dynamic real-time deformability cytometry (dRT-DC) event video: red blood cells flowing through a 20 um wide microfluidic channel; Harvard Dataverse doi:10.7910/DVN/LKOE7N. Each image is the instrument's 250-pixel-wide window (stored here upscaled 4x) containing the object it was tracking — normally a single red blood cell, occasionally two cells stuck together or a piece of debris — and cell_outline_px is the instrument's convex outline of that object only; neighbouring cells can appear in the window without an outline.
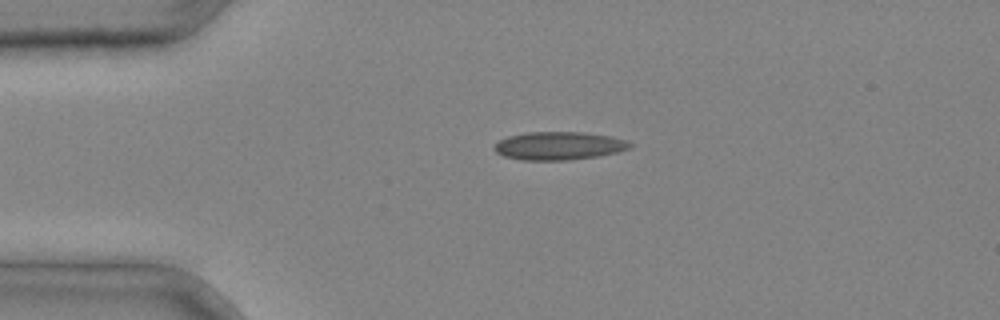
{"species": "common noctule bat (a hibernating species)", "species_latin": "Nyctalus noctula", "temperature_condition": "cold", "stored_images_in_passage": 3, "camera_frame_rate_fps": 3000, "um_per_image_px": 0.085, "animal": {"sex": "male", "body_mass_g": 20.4}, "frame": {"image": 1, "passage_image": 2, "time_ms": 0.333, "image_size_px": [1000, 320], "cell_outline_px": [[636, 144], [632, 148], [600, 156], [568, 160], [520, 160], [504, 156], [496, 152], [492, 148], [500, 140], [508, 136], [528, 132], [584, 132], [612, 136], [628, 140]], "centroid_in_image_um": [47.57, 12.39], "position_along_channel_um": 37.4, "area_um2": 22.54}}